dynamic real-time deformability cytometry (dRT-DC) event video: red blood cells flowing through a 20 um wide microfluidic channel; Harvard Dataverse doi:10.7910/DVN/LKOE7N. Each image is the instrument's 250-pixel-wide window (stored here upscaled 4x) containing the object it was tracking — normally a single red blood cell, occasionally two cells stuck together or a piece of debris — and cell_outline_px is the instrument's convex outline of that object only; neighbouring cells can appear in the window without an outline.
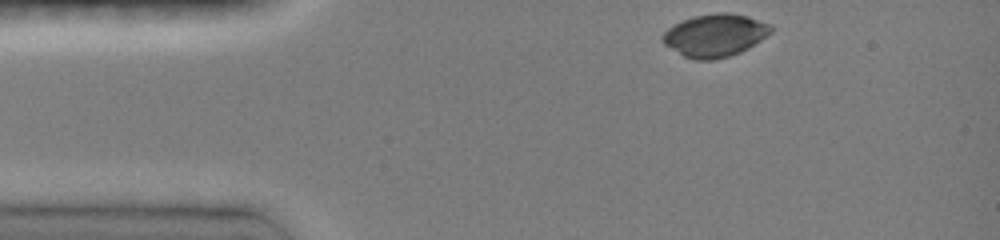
{"species": "common noctule bat (a hibernating species)", "species_latin": "Nyctalus noctula", "temperature_condition": "room temperature", "stored_images_in_passage": 23, "camera_frame_rate_fps": 3000, "um_per_image_px": 0.085, "animal": {"sex": "female", "body_mass_g": 19.0, "forearm_length_mm": 51.5}, "frame": {"image": 1, "passage_image": 1, "time_ms": 0.0, "image_size_px": [1000, 240], "cell_outline_px": [[772, 32], [748, 48], [740, 52], [728, 56], [712, 60], [696, 60], [684, 56], [664, 44], [660, 40], [660, 36], [668, 28], [692, 16], [716, 12], [732, 12], [748, 16], [772, 24]], "centroid_in_image_um": [60.78, 2.99], "position_along_channel_um": 24.2, "area_um2": 27.05}}
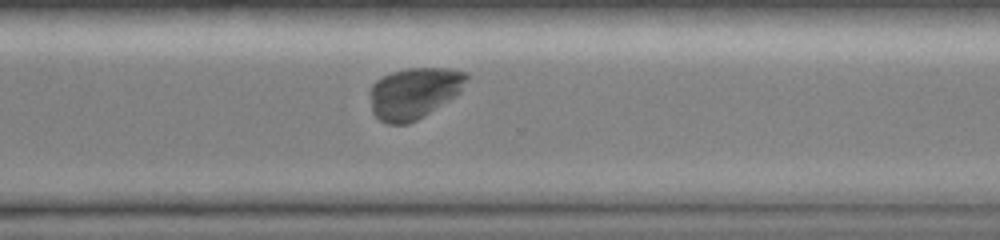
{"frame": {"image": 2, "passage_image": 19, "time_ms": 9.0, "image_size_px": [1000, 240], "cell_outline_px": [[468, 76], [460, 92], [456, 96], [416, 120], [408, 124], [388, 124], [380, 120], [372, 112], [368, 92], [372, 84], [376, 80], [392, 72], [408, 68], [452, 68], [468, 72]], "centroid_in_image_um": [35.18, 7.9], "position_along_channel_um": 335.4, "area_um2": 28.96}}
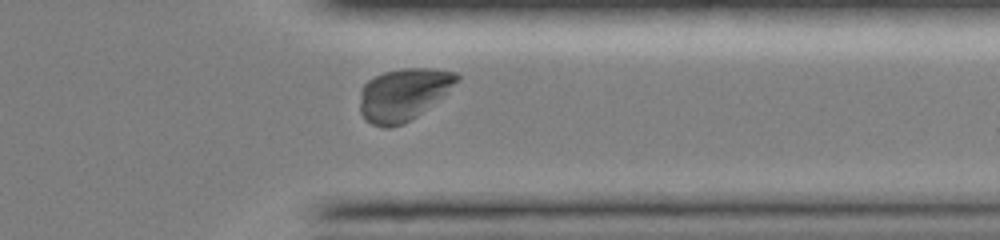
{"frame": {"image": 3, "passage_image": 21, "time_ms": 10.0, "image_size_px": [1000, 240], "cell_outline_px": [[460, 80], [444, 96], [416, 116], [404, 124], [388, 128], [384, 128], [372, 124], [360, 112], [360, 88], [368, 80], [384, 72], [404, 68], [432, 68], [456, 72], [460, 76]], "centroid_in_image_um": [34.31, 8.01], "position_along_channel_um": 377.1, "area_um2": 29.65}, "authors_computed_cell_mechanics": {"area_um2": 29.6514, "velocity_mm_per_s": 4.0787, "shape_relaxation_time_tau1_ms": 3.1091, "shape_relaxation_time_tau2_ms": null, "deformation_change_tau1": 0.1821, "deformation_change_tau2": null}}